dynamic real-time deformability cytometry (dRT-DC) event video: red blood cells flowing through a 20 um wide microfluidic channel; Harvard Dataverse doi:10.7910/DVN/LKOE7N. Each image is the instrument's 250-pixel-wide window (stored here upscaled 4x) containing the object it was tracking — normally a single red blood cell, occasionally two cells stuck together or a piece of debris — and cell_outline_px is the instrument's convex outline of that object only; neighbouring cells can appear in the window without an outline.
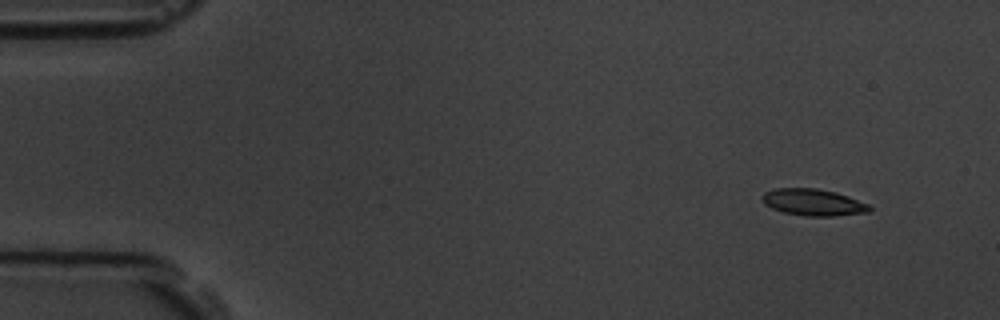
{"species": "common noctule bat (a hibernating species)", "species_latin": "Nyctalus noctula", "temperature_condition": "room temperature", "stored_images_in_passage": 6, "camera_frame_rate_fps": 3000, "um_per_image_px": 0.085, "animal": {"sex": "male", "body_mass_g": 19.5, "forearm_length_mm": 54.6}, "frame": {"image": 1, "passage_image": 1, "time_ms": 0.0, "image_size_px": [1000, 320], "cell_outline_px": [[872, 208], [868, 212], [832, 216], [804, 216], [784, 212], [772, 208], [764, 204], [760, 196], [764, 192], [776, 188], [816, 188], [836, 192], [848, 196], [868, 204]], "centroid_in_image_um": [69.09, 17.19], "position_along_channel_um": 15.9, "area_um2": 16.7}}
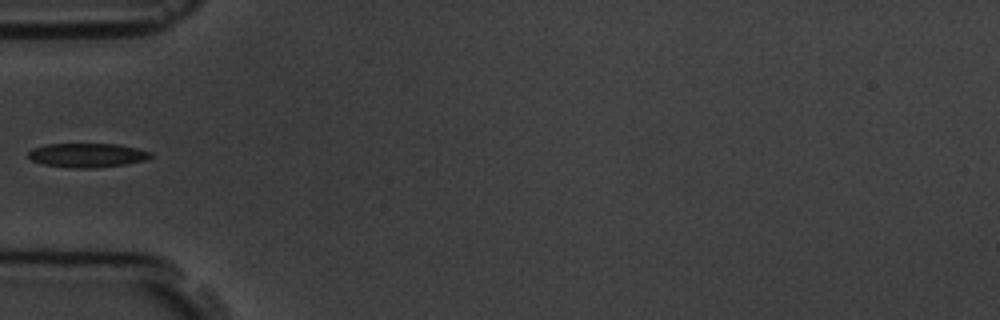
{"frame": {"image": 2, "passage_image": 5, "time_ms": 4.667, "image_size_px": [1000, 320], "cell_outline_px": [[152, 156], [144, 160], [124, 164], [96, 168], [72, 168], [44, 164], [32, 160], [28, 156], [28, 152], [32, 148], [44, 144], [116, 144], [136, 148], [152, 152]], "centroid_in_image_um": [7.39, 13.19], "position_along_channel_um": 77.6, "area_um2": 17.11}}
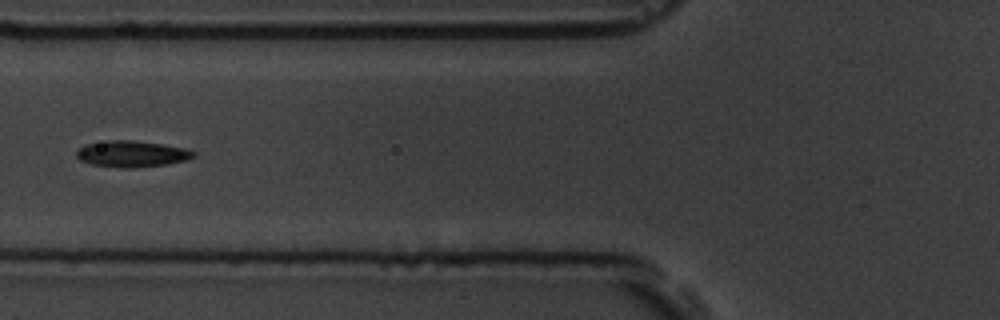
{"frame": {"image": 3, "passage_image": 6, "time_ms": 5.667, "image_size_px": [1000, 320], "cell_outline_px": [[196, 156], [188, 160], [164, 164], [132, 168], [120, 168], [92, 164], [80, 160], [76, 156], [76, 152], [84, 144], [108, 140], [132, 140], [188, 148], [196, 152]], "centroid_in_image_um": [11.22, 13.07], "position_along_channel_um": 114.6, "area_um2": 17.98}}